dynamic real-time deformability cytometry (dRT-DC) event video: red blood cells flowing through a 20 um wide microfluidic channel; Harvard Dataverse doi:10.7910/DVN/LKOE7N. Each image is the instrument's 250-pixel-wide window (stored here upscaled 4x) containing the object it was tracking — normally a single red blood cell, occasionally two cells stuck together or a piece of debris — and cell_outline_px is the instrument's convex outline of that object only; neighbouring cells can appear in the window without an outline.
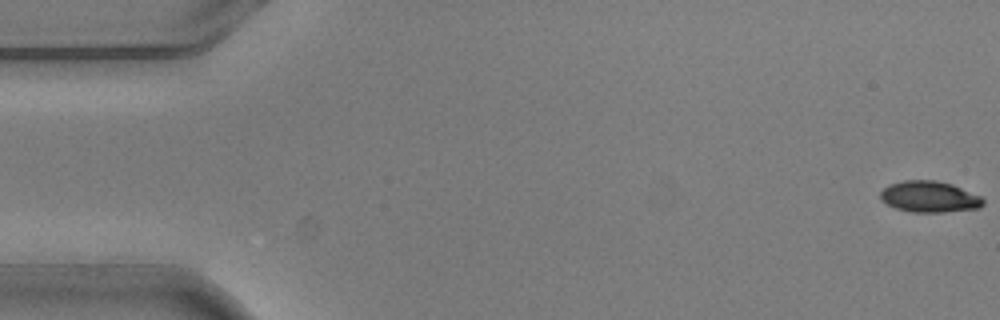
{"species": "common noctule bat (a hibernating species)", "species_latin": "Nyctalus noctula", "temperature_condition": "warm", "stored_images_in_passage": 5, "camera_frame_rate_fps": 3000, "um_per_image_px": 0.085, "animal": {"sex": "male", "body_mass_g": 20.5, "forearm_length_mm": 52.5}, "frame": {"image": 1, "passage_image": 1, "time_ms": 0.0, "image_size_px": [1000, 320], "cell_outline_px": [[984, 204], [980, 208], [944, 212], [912, 212], [896, 208], [888, 204], [880, 196], [880, 192], [888, 184], [904, 180], [936, 180], [952, 184], [980, 196], [984, 200]], "centroid_in_image_um": [79.01, 16.72], "position_along_channel_um": 6.0, "area_um2": 18.61}}